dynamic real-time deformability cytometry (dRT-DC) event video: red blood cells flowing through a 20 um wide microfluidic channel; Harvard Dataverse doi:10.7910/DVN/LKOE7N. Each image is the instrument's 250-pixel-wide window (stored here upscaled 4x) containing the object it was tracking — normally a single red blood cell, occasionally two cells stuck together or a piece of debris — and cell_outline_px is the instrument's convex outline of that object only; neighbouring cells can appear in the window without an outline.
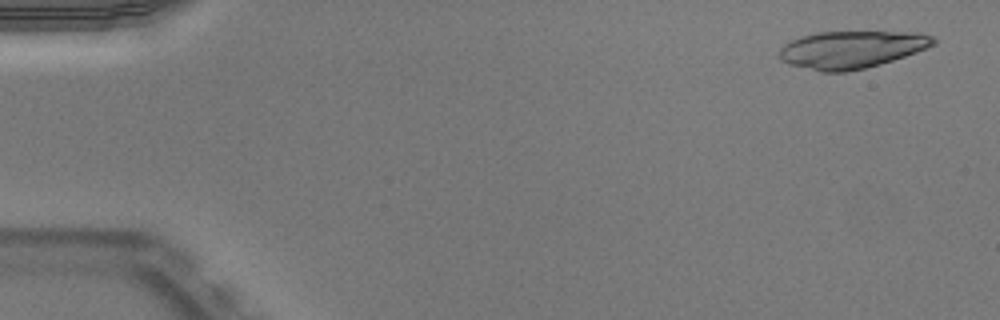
{"species": "Egyptian fruit bat (a non-hibernating species)", "species_latin": "Rousettus aegyptiacus", "temperature_condition": "warm", "stored_images_in_passage": 51, "camera_frame_rate_fps": 3000, "um_per_image_px": 0.085, "animal": {"sex": "male"}, "frame": {"image": 1, "passage_image": 3, "time_ms": 0.667, "image_size_px": [1000, 320], "cell_outline_px": [[936, 44], [928, 48], [880, 64], [848, 72], [820, 72], [788, 64], [780, 60], [780, 48], [784, 44], [800, 36], [816, 32], [920, 32], [932, 36], [936, 40]], "centroid_in_image_um": [72.37, 4.21], "position_along_channel_um": 12.6, "area_um2": 33.7}}